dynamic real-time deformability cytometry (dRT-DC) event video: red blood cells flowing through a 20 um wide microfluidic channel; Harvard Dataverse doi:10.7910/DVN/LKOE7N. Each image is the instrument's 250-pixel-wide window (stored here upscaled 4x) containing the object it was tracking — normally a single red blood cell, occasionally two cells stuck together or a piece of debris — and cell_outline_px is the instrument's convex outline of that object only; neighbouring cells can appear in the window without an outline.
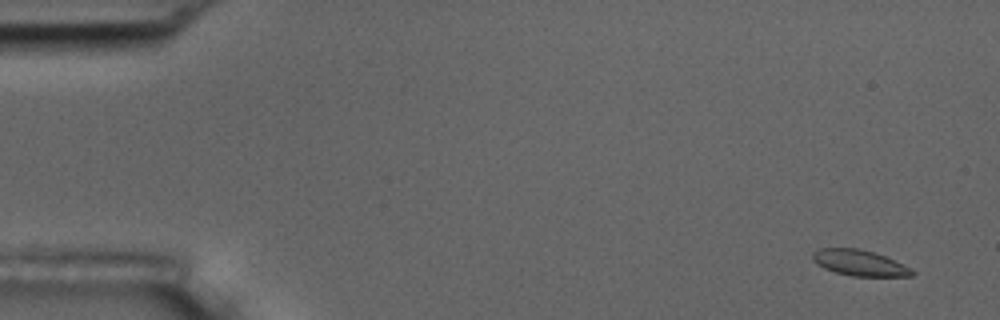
{"species": "common noctule bat (a hibernating species)", "species_latin": "Nyctalus noctula", "temperature_condition": "room temperature", "stored_images_in_passage": 5, "camera_frame_rate_fps": 3000, "um_per_image_px": 0.085, "animal": {"sex": "male", "body_mass_g": 17.5, "forearm_length_mm": 52.3}, "frame": {"image": 1, "passage_image": 1, "time_ms": 0.0, "image_size_px": [1000, 320], "cell_outline_px": [[916, 272], [912, 276], [852, 276], [836, 272], [824, 268], [816, 264], [812, 260], [812, 252], [820, 248], [860, 248], [884, 256], [904, 264]], "centroid_in_image_um": [73.04, 22.34], "position_along_channel_um": 12.0, "area_um2": 14.97}}
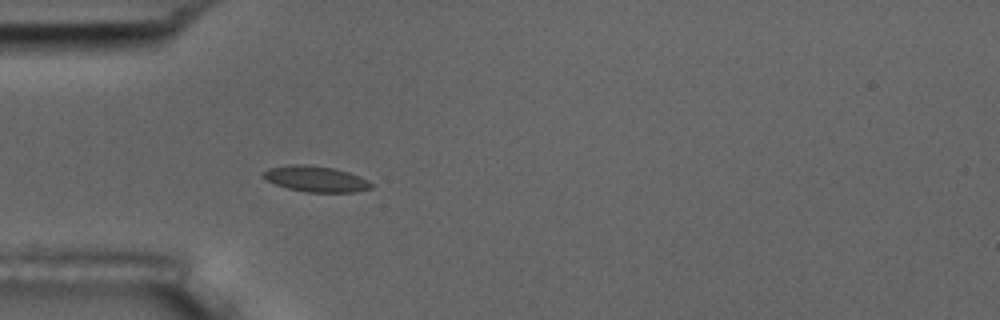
{"frame": {"image": 2, "passage_image": 5, "time_ms": 4.667, "image_size_px": [1000, 320], "cell_outline_px": [[376, 184], [372, 188], [356, 192], [308, 192], [288, 188], [276, 184], [260, 176], [260, 172], [268, 168], [292, 164], [304, 164], [332, 168], [348, 172], [368, 180]], "centroid_in_image_um": [26.84, 15.21], "position_along_channel_um": 58.2, "area_um2": 16.3}}